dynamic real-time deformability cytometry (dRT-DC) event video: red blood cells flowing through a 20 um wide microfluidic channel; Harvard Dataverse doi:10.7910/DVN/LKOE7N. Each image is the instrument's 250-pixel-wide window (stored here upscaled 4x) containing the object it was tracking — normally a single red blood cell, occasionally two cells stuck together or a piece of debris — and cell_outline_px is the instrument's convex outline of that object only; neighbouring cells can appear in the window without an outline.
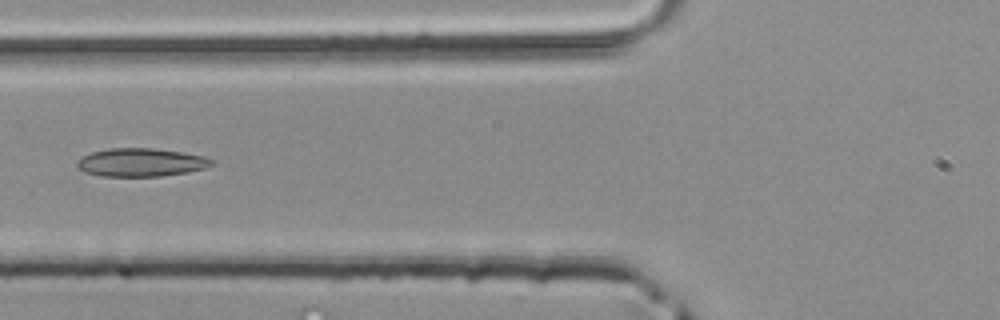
{"species": "common noctule bat (a hibernating species)", "species_latin": "Nyctalus noctula", "temperature_condition": "room temperature", "stored_images_in_passage": 46, "segment_of_instrument_passage": [1, 2], "camera_frame_rate_fps": 3000, "um_per_image_px": 0.085, "animal": {"sex": "male", "body_mass_g": 20.4}, "frame": {"image": 1, "passage_image": 17, "time_ms": 5.333, "image_size_px": [1000, 320], "cell_outline_px": [[216, 160], [212, 164], [204, 168], [188, 172], [160, 176], [104, 176], [84, 172], [76, 164], [76, 160], [92, 152], [112, 148], [152, 148], [180, 152], [204, 156]], "centroid_in_image_um": [11.99, 13.8], "position_along_channel_um": 113.8, "area_um2": 21.96}}
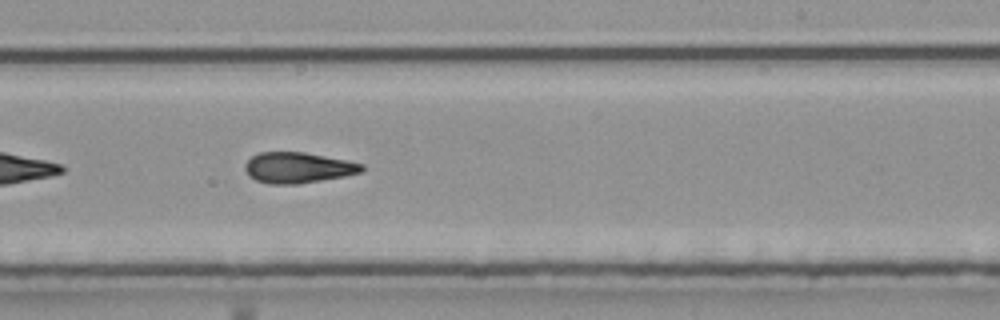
{"frame": {"image": 2, "passage_image": 27, "time_ms": 8.667, "image_size_px": [1000, 320], "cell_outline_px": [[364, 172], [344, 176], [296, 184], [268, 184], [256, 180], [248, 176], [244, 168], [244, 164], [252, 156], [260, 152], [304, 152], [364, 164]], "centroid_in_image_um": [25.3, 14.25], "position_along_channel_um": 263.7, "area_um2": 20.87}}
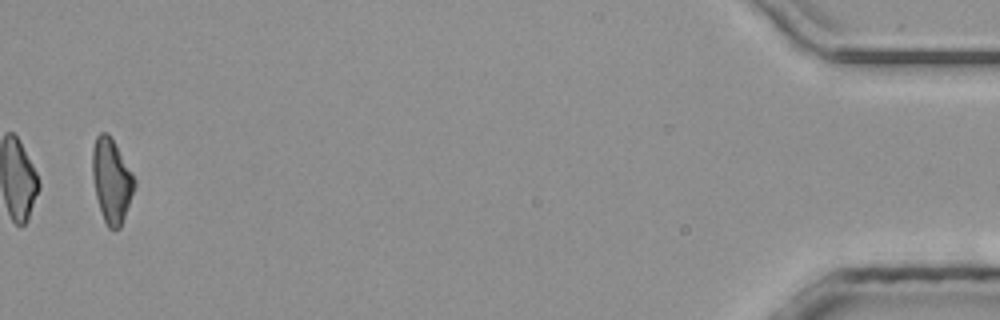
{"frame": {"image": 3, "passage_image": 44, "time_ms": 14.333, "image_size_px": [1000, 320], "cell_outline_px": [[136, 184], [120, 228], [108, 228], [100, 212], [96, 196], [92, 176], [92, 148], [96, 136], [100, 132], [108, 132], [132, 172], [136, 180]], "centroid_in_image_um": [9.46, 15.33], "position_along_channel_um": 425.7, "area_um2": 20.52}}